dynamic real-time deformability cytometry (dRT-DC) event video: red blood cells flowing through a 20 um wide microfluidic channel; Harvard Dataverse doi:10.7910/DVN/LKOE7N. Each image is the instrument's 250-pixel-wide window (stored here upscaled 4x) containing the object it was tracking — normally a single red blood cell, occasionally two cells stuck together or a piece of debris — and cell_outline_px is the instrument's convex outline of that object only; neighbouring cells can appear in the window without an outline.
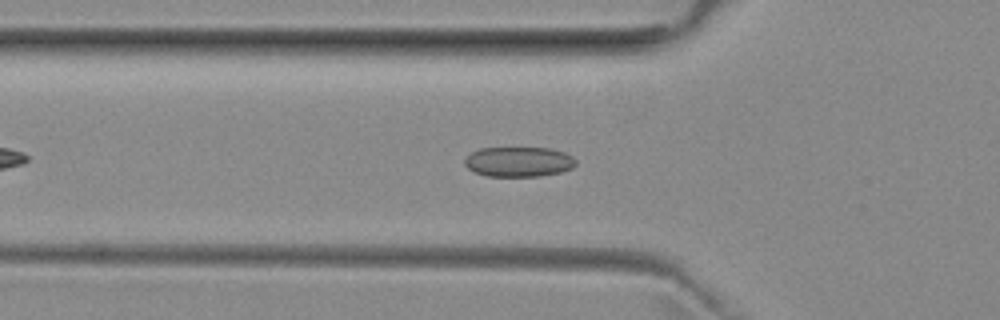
{"species": "common noctule bat (a hibernating species)", "species_latin": "Nyctalus noctula", "temperature_condition": "room temperature", "stored_images_in_passage": 42, "camera_frame_rate_fps": 3000, "um_per_image_px": 0.085, "animal": {"sex": "female", "body_mass_g": 29.2, "forearm_length_mm": 56.3}, "frame": {"image": 1, "passage_image": 8, "time_ms": 2.333, "image_size_px": [1000, 320], "cell_outline_px": [[576, 164], [572, 168], [560, 172], [540, 176], [484, 176], [472, 172], [464, 164], [464, 160], [472, 152], [480, 148], [548, 148], [564, 152], [572, 156], [576, 160]], "centroid_in_image_um": [44.07, 13.76], "position_along_channel_um": 81.7, "area_um2": 19.48}}
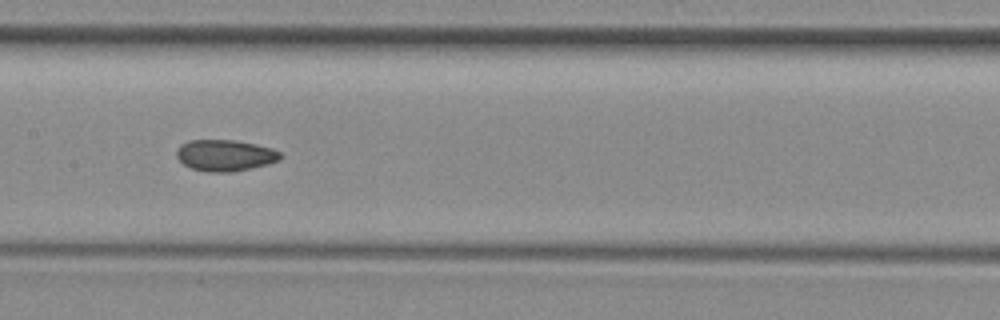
{"frame": {"image": 2, "passage_image": 16, "time_ms": 5.0, "image_size_px": [1000, 320], "cell_outline_px": [[284, 156], [280, 160], [252, 168], [232, 172], [204, 172], [192, 168], [184, 164], [176, 156], [176, 148], [180, 144], [188, 140], [236, 140], [256, 144], [272, 148], [280, 152]], "centroid_in_image_um": [19.13, 13.2], "position_along_channel_um": 188.3, "area_um2": 19.19}}
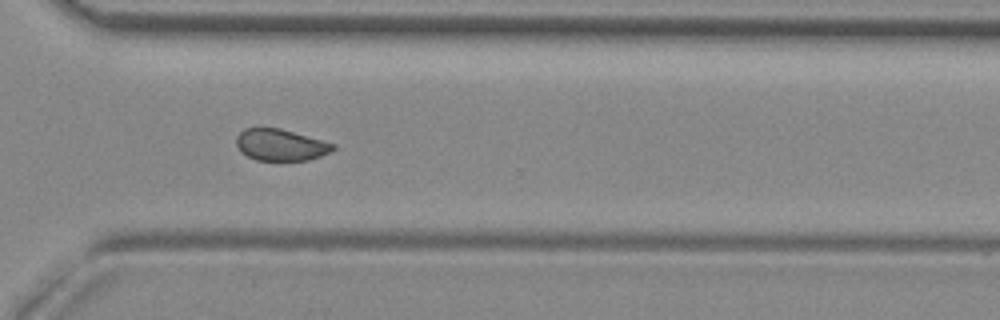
{"frame": {"image": 3, "passage_image": 28, "time_ms": 9.0, "image_size_px": [1000, 320], "cell_outline_px": [[336, 148], [320, 156], [308, 160], [256, 160], [240, 152], [236, 144], [236, 136], [244, 128], [280, 128], [336, 144]], "centroid_in_image_um": [23.83, 12.31], "position_along_channel_um": 346.8, "area_um2": 17.74}, "authors_computed_cell_mechanics": {"area_um2": 18.9006, "velocity_mm_per_s": 3.9744, "shape_relaxation_time_tau1_ms": null, "shape_relaxation_time_tau2_ms": 1.2408, "deformation_change_tau1": null, "deformation_change_tau2": 0.0526}}